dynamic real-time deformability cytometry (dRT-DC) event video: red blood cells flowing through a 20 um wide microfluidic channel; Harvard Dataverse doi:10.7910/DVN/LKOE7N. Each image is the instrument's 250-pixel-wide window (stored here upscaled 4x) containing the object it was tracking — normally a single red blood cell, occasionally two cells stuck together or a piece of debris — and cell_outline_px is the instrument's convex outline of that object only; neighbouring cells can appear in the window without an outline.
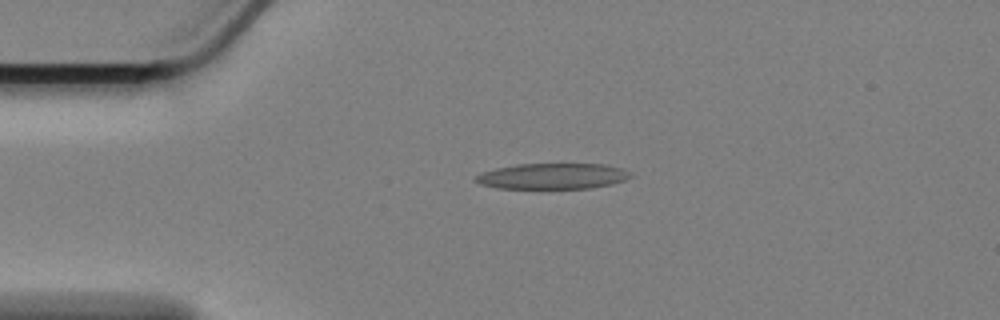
{"species": "Egyptian fruit bat (a non-hibernating species)", "species_latin": "Rousettus aegyptiacus", "temperature_condition": "cold", "stored_images_in_passage": 48, "camera_frame_rate_fps": 3000, "um_per_image_px": 0.085, "animal": {"sex": "female"}, "frame": {"image": 1, "passage_image": 1, "time_ms": 0.0, "image_size_px": [1000, 320], "cell_outline_px": [[632, 176], [624, 180], [612, 184], [588, 188], [496, 188], [480, 184], [472, 180], [476, 176], [484, 172], [496, 168], [516, 164], [604, 164], [620, 168], [628, 172]], "centroid_in_image_um": [46.93, 14.97], "position_along_channel_um": 38.1, "area_um2": 23.06}}
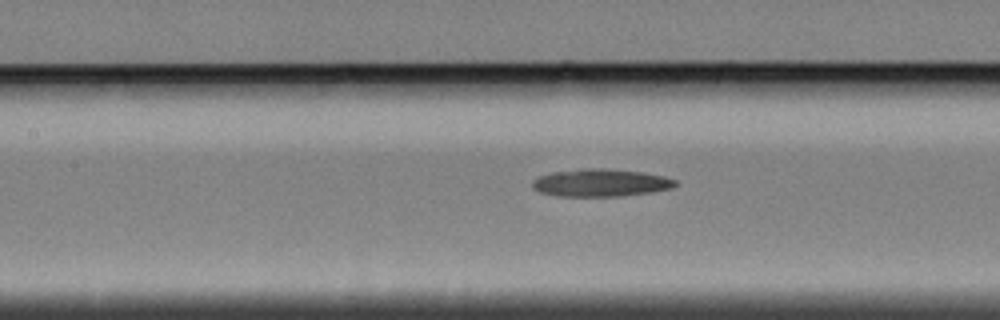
{"frame": {"image": 2, "passage_image": 14, "time_ms": 4.333, "image_size_px": [1000, 320], "cell_outline_px": [[676, 184], [672, 188], [652, 192], [620, 196], [560, 196], [540, 192], [532, 188], [532, 180], [540, 176], [552, 172], [584, 168], [604, 168], [644, 172], [664, 176], [676, 180]], "centroid_in_image_um": [51.06, 15.53], "position_along_channel_um": 156.3, "area_um2": 23.0}}
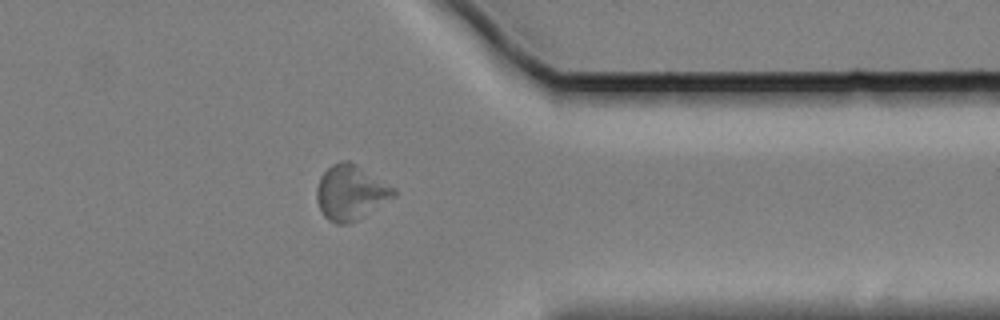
{"frame": {"image": 3, "passage_image": 35, "time_ms": 11.333, "image_size_px": [1000, 320], "cell_outline_px": [[396, 196], [356, 220], [348, 224], [336, 224], [328, 220], [324, 216], [320, 208], [316, 196], [316, 188], [320, 176], [332, 164], [344, 160], [348, 160], [356, 164], [396, 188]], "centroid_in_image_um": [29.81, 16.36], "position_along_channel_um": 381.6, "area_um2": 24.57}}